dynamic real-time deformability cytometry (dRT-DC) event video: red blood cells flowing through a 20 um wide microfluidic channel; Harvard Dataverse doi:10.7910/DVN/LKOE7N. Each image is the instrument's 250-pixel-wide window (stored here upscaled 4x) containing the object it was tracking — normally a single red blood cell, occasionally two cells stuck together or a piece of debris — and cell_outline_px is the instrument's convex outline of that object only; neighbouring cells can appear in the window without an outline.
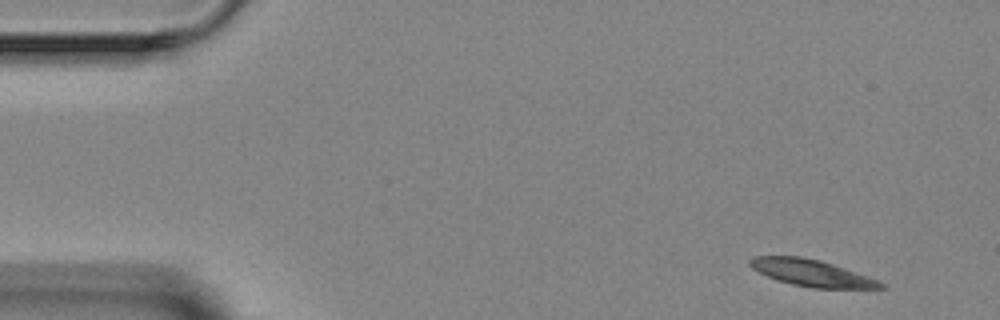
{"species": "Egyptian fruit bat (a non-hibernating species)", "species_latin": "Rousettus aegyptiacus", "temperature_condition": "room temperature", "stored_images_in_passage": 3, "camera_frame_rate_fps": 3000, "um_per_image_px": 0.085, "animal": {"sex": "female"}, "frame": {"image": 1, "passage_image": 1, "time_ms": 0.0, "image_size_px": [1000, 320], "cell_outline_px": [[888, 288], [812, 288], [792, 284], [776, 280], [752, 268], [748, 264], [748, 260], [752, 256], [800, 256], [820, 260], [868, 276], [884, 284]], "centroid_in_image_um": [68.95, 23.19], "position_along_channel_um": 16.1, "area_um2": 20.17}}
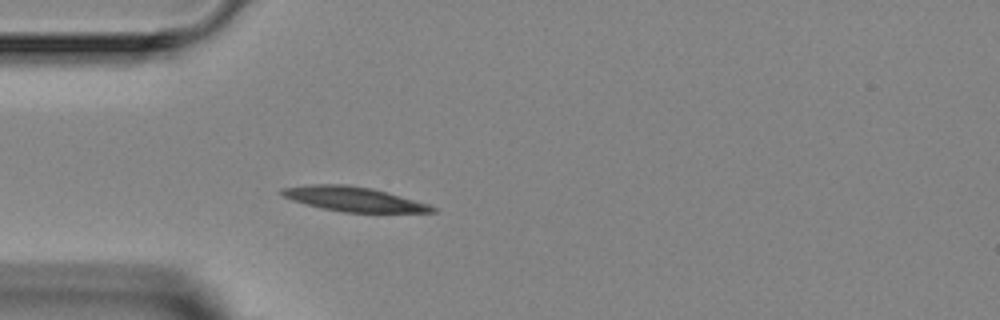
{"frame": {"image": 2, "passage_image": 3, "time_ms": 3.333, "image_size_px": [1000, 320], "cell_outline_px": [[436, 212], [344, 212], [324, 208], [292, 200], [284, 196], [280, 192], [280, 188], [308, 184], [348, 184], [372, 188], [388, 192], [428, 204], [436, 208]], "centroid_in_image_um": [30.05, 16.9], "position_along_channel_um": 55.0, "area_um2": 21.33}}